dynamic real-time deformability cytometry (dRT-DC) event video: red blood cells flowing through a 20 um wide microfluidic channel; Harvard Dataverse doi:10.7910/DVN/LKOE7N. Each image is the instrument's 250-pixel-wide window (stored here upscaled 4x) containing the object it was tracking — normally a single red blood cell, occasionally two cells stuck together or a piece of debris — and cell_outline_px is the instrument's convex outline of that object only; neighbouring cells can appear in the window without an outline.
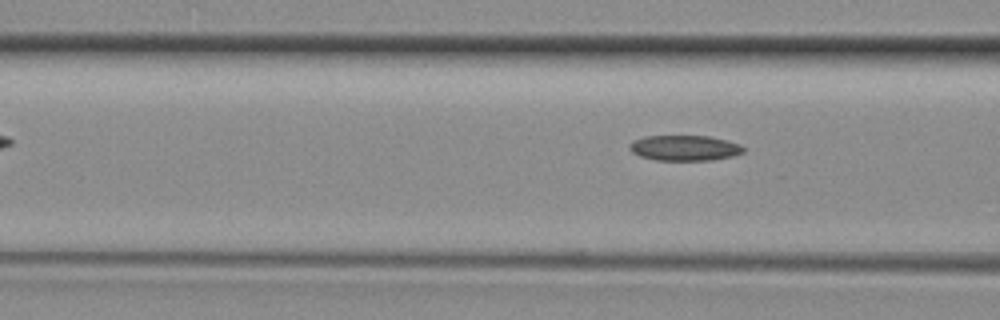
{"species": "common noctule bat (a hibernating species)", "species_latin": "Nyctalus noctula", "temperature_condition": "room temperature", "stored_images_in_passage": 5, "camera_frame_rate_fps": 3000, "um_per_image_px": 0.085, "animal": {"sex": "female", "body_mass_g": 29.2, "forearm_length_mm": 56.3}, "frame": {"image": 1, "passage_image": 5, "time_ms": 1.333, "image_size_px": [1000, 320], "cell_outline_px": [[744, 152], [732, 156], [712, 160], [656, 160], [640, 156], [632, 152], [628, 148], [628, 144], [632, 140], [644, 136], [708, 136], [728, 140], [740, 144], [744, 148]], "centroid_in_image_um": [58.17, 12.57], "position_along_channel_um": 108.4, "area_um2": 16.99}}